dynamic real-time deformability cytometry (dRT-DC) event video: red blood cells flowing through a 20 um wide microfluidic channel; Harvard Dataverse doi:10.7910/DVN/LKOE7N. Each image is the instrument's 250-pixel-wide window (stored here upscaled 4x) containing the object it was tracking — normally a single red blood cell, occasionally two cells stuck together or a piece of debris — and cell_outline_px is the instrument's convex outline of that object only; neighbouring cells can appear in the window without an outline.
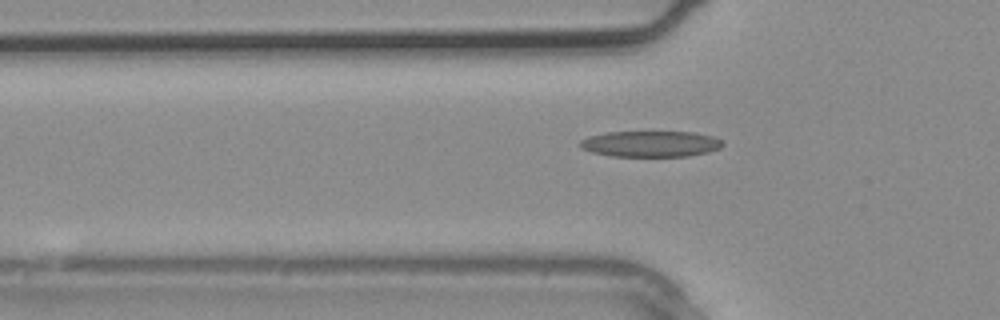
{"species": "common noctule bat (a hibernating species)", "species_latin": "Nyctalus noctula", "temperature_condition": "warm", "stored_images_in_passage": 2, "camera_frame_rate_fps": 3000, "um_per_image_px": 0.085, "animal": {"sex": "male", "body_mass_g": 20.4}, "frame": {"image": 1, "passage_image": 2, "time_ms": 0.333, "image_size_px": [1000, 320], "cell_outline_px": [[724, 144], [720, 148], [708, 152], [688, 156], [612, 156], [592, 152], [580, 148], [580, 140], [588, 136], [608, 132], [692, 132], [712, 136], [724, 140]], "centroid_in_image_um": [55.31, 12.23], "position_along_channel_um": 70.5, "area_um2": 21.62}}